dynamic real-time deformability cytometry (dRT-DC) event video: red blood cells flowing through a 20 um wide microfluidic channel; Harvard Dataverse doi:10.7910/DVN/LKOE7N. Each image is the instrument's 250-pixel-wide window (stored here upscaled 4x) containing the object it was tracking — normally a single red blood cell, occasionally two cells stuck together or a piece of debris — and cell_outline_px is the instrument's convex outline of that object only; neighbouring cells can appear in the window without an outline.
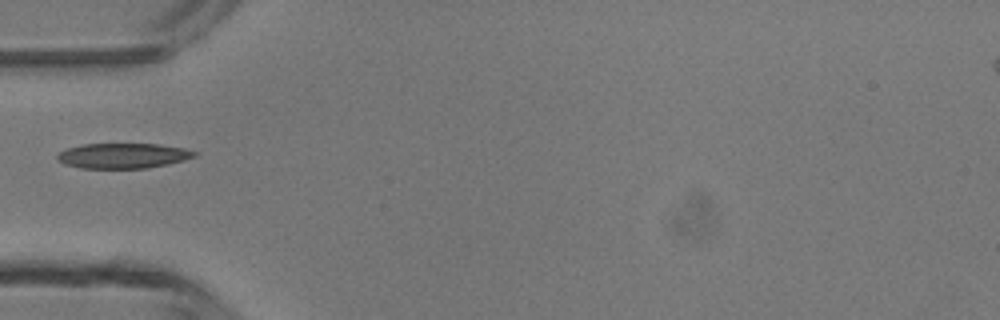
{"species": "common noctule bat (a hibernating species)", "species_latin": "Nyctalus noctula", "temperature_condition": "room temperature", "stored_images_in_passage": 28, "camera_frame_rate_fps": 3000, "um_per_image_px": 0.085, "animal": {"sex": "male", "body_mass_g": 13.3}, "frame": {"image": 1, "passage_image": 1, "time_ms": 0.0, "image_size_px": [1000, 320], "cell_outline_px": [[200, 152], [196, 156], [184, 160], [168, 164], [148, 168], [80, 168], [64, 164], [56, 160], [56, 156], [64, 148], [84, 144], [160, 144], [184, 148]], "centroid_in_image_um": [10.45, 13.23], "position_along_channel_um": 74.5, "area_um2": 20.35}}
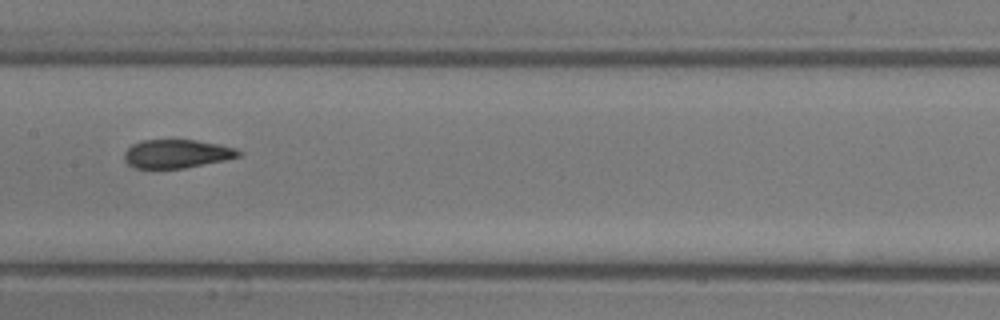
{"frame": {"image": 2, "passage_image": 9, "time_ms": 2.667, "image_size_px": [1000, 320], "cell_outline_px": [[240, 156], [224, 160], [184, 168], [132, 168], [124, 160], [124, 152], [132, 144], [144, 140], [196, 140], [236, 148], [240, 152]], "centroid_in_image_um": [14.98, 13.07], "position_along_channel_um": 192.4, "area_um2": 18.84}}
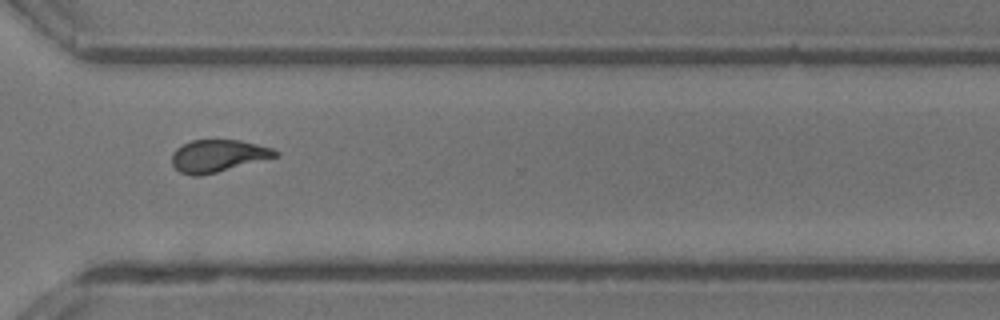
{"frame": {"image": 3, "passage_image": 20, "time_ms": 6.333, "image_size_px": [1000, 320], "cell_outline_px": [[280, 156], [200, 176], [192, 176], [180, 172], [172, 164], [172, 152], [176, 148], [192, 140], [240, 140], [272, 148], [280, 152]], "centroid_in_image_um": [18.54, 13.25], "position_along_channel_um": 352.1, "area_um2": 19.42}}